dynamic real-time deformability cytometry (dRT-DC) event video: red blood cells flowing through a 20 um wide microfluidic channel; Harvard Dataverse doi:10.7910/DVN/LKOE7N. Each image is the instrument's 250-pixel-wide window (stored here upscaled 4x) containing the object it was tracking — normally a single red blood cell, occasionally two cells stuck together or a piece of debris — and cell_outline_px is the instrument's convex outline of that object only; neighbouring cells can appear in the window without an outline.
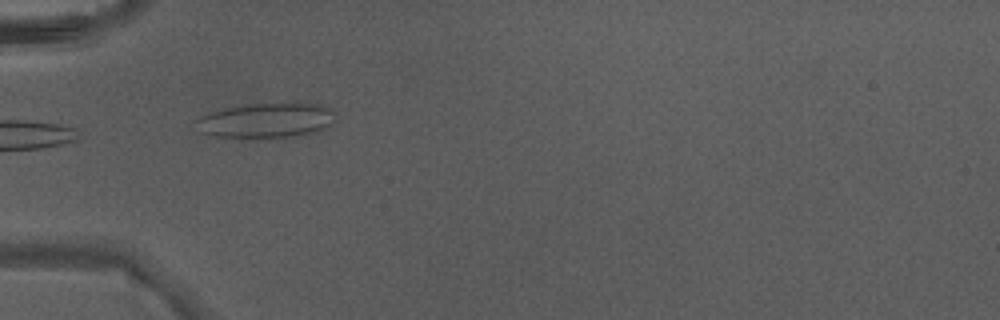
{"species": "Egyptian fruit bat (a non-hibernating species)", "species_latin": "Rousettus aegyptiacus", "temperature_condition": "warm", "stored_images_in_passage": 5, "camera_frame_rate_fps": 3000, "um_per_image_px": 0.085, "animal": {"sex": "male"}, "frame": {"image": 1, "passage_image": 4, "time_ms": 1.0, "image_size_px": [1000, 320], "cell_outline_px": [[332, 124], [316, 132], [304, 136], [272, 140], [216, 136], [204, 132], [196, 120], [212, 112], [224, 108], [248, 104], [312, 104], [332, 108]], "centroid_in_image_um": [22.69, 10.29], "position_along_channel_um": 62.3, "area_um2": 28.32}}